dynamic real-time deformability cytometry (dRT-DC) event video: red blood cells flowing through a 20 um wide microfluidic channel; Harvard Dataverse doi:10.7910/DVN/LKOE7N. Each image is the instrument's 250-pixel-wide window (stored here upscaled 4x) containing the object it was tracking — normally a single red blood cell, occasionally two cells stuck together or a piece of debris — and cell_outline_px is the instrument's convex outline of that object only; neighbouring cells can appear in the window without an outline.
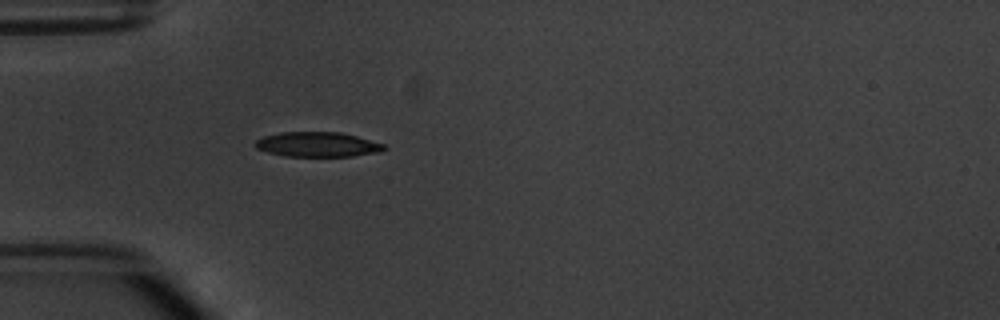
{"species": "common noctule bat (a hibernating species)", "species_latin": "Nyctalus noctula", "temperature_condition": "warm", "stored_images_in_passage": 4, "camera_frame_rate_fps": 3000, "um_per_image_px": 0.085, "animal": {"sex": "male", "body_mass_g": 20.1, "forearm_length_mm": 53.5}, "frame": {"image": 1, "passage_image": 4, "time_ms": 3.667, "image_size_px": [1000, 320], "cell_outline_px": [[388, 148], [380, 152], [352, 156], [284, 156], [268, 152], [256, 148], [252, 144], [256, 140], [264, 136], [280, 132], [340, 132], [356, 136], [384, 144]], "centroid_in_image_um": [26.98, 12.28], "position_along_channel_um": 58.0, "area_um2": 18.67}}